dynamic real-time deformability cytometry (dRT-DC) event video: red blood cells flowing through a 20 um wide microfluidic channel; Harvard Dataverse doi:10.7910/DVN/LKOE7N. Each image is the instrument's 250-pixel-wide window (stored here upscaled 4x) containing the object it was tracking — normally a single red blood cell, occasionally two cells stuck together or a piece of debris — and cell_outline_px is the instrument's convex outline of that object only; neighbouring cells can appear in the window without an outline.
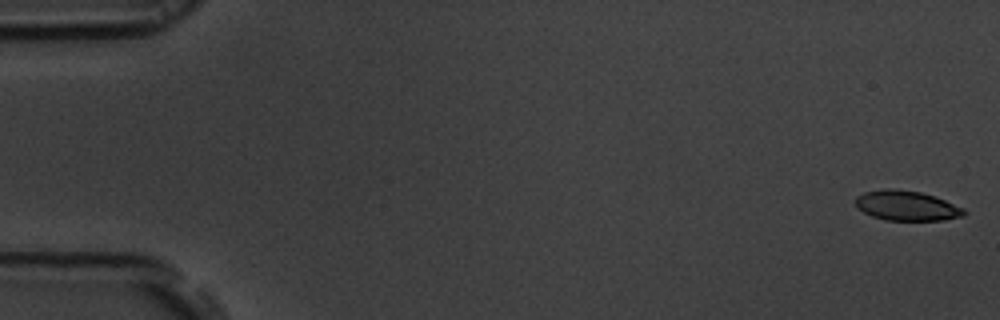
{"species": "common noctule bat (a hibernating species)", "species_latin": "Nyctalus noctula", "temperature_condition": "room temperature", "stored_images_in_passage": 56, "camera_frame_rate_fps": 3000, "um_per_image_px": 0.085, "animal": {"sex": "male", "body_mass_g": 19.5, "forearm_length_mm": 54.6}, "frame": {"image": 1, "passage_image": 1, "time_ms": 0.0, "image_size_px": [1000, 320], "cell_outline_px": [[968, 212], [964, 216], [944, 220], [884, 220], [872, 216], [856, 208], [856, 196], [864, 192], [884, 188], [892, 188], [920, 192], [944, 200], [964, 208]], "centroid_in_image_um": [77.05, 17.48], "position_along_channel_um": 7.9, "area_um2": 18.96}}
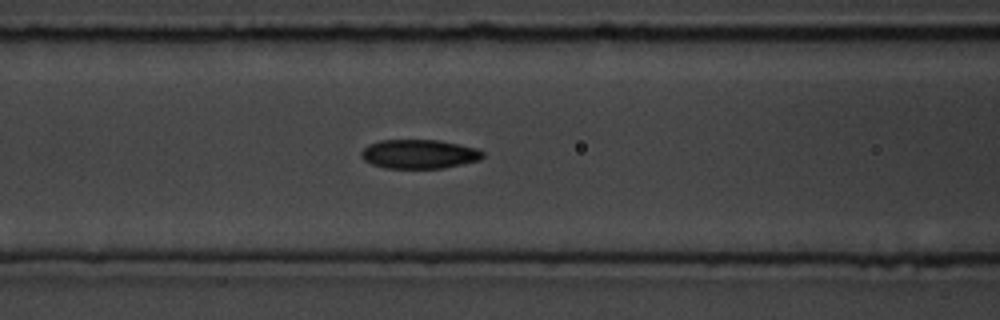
{"frame": {"image": 2, "passage_image": 23, "time_ms": 7.333, "image_size_px": [1000, 320], "cell_outline_px": [[484, 156], [480, 160], [444, 168], [384, 168], [372, 164], [364, 160], [360, 156], [360, 152], [368, 144], [380, 140], [440, 140], [476, 148], [484, 152]], "centroid_in_image_um": [35.61, 13.09], "position_along_channel_um": 131.0, "area_um2": 20.69}}
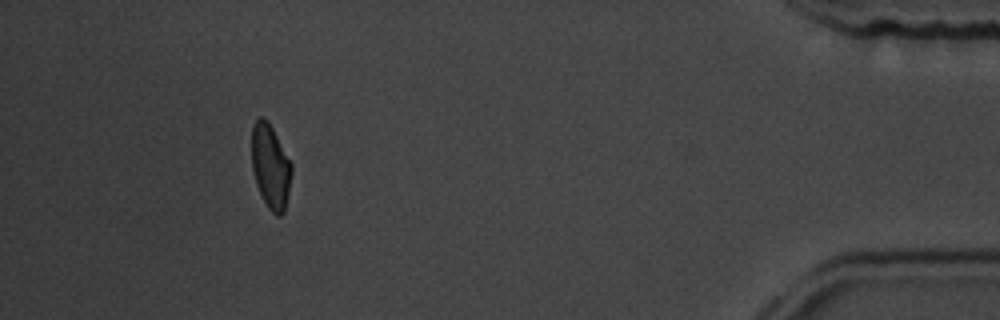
{"frame": {"image": 3, "passage_image": 51, "time_ms": 16.667, "image_size_px": [1000, 320], "cell_outline_px": [[292, 172], [284, 212], [280, 216], [276, 216], [268, 208], [256, 184], [252, 168], [252, 124], [260, 116], [264, 116], [268, 120], [292, 164]], "centroid_in_image_um": [22.99, 14.12], "position_along_channel_um": 412.2, "area_um2": 19.54}, "authors_computed_cell_mechanics": {"area_um2": 20.3456, "velocity_mm_per_s": 3.6661, "shape_relaxation_time_tau1_ms": 6.1646, "shape_relaxation_time_tau2_ms": 3.2132, "deformation_change_tau1": 0.1469, "deformation_change_tau2": 0.0715}}